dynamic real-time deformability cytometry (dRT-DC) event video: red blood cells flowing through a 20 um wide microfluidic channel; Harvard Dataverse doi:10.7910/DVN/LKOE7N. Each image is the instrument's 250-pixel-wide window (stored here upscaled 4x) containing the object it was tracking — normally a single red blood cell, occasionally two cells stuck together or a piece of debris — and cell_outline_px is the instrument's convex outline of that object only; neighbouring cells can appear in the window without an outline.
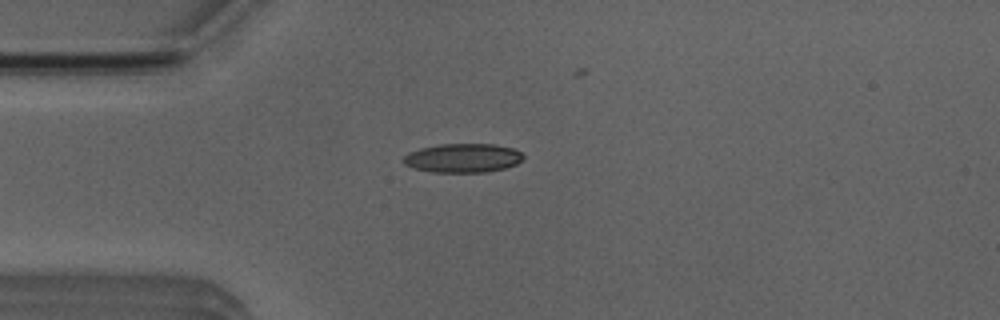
{"species": "Egyptian fruit bat (a non-hibernating species)", "species_latin": "Rousettus aegyptiacus", "temperature_condition": "room temperature", "stored_images_in_passage": 1, "camera_frame_rate_fps": 3000, "um_per_image_px": 0.085, "animal": {"sex": "male"}, "frame": {"image": 1, "passage_image": 1, "time_ms": 0.0, "image_size_px": [1000, 320], "cell_outline_px": [[524, 156], [516, 164], [504, 168], [488, 172], [432, 172], [412, 168], [404, 164], [400, 160], [408, 152], [420, 148], [440, 144], [492, 144], [512, 148], [520, 152]], "centroid_in_image_um": [39.28, 13.43], "position_along_channel_um": 45.7, "area_um2": 20.29}}